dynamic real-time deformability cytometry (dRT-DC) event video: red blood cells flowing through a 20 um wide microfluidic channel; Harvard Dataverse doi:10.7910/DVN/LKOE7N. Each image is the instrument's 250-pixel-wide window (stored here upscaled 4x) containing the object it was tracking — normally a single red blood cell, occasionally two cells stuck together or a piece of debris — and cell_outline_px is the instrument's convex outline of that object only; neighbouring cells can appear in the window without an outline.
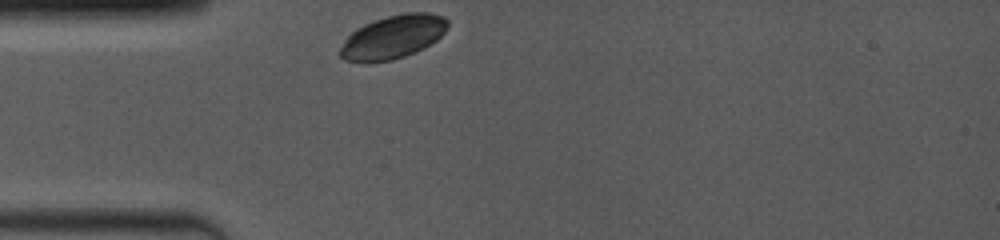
{"species": "common noctule bat (a hibernating species)", "species_latin": "Nyctalus noctula", "temperature_condition": "room temperature", "stored_images_in_passage": 25, "camera_frame_rate_fps": 4000, "um_per_image_px": 0.085, "animal": {"sex": "female", "body_mass_g": 19.0, "forearm_length_mm": 53.3}, "frame": {"image": 1, "passage_image": 1, "time_ms": 0.0, "image_size_px": [1000, 240], "cell_outline_px": [[448, 24], [444, 32], [436, 40], [424, 48], [404, 56], [392, 60], [344, 60], [340, 56], [340, 48], [344, 40], [356, 28], [364, 24], [388, 16], [404, 12], [428, 12], [444, 16], [448, 20]], "centroid_in_image_um": [33.44, 3.1], "position_along_channel_um": 51.6, "area_um2": 26.7}}
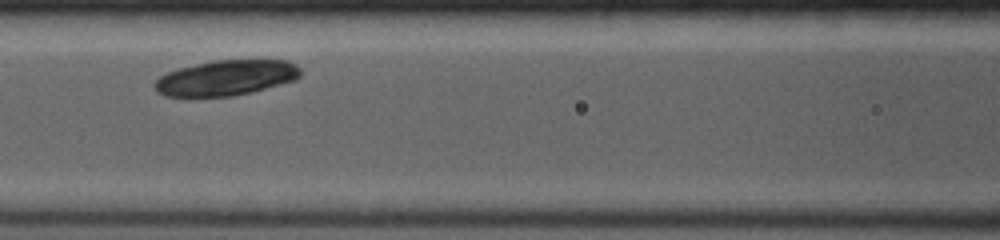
{"frame": {"image": 2, "passage_image": 11, "time_ms": 2.75, "image_size_px": [1000, 240], "cell_outline_px": [[300, 76], [296, 80], [252, 92], [232, 96], [164, 96], [156, 92], [152, 84], [160, 76], [168, 72], [180, 68], [212, 60], [288, 60], [296, 64], [300, 68]], "centroid_in_image_um": [19.22, 6.61], "position_along_channel_um": 147.4, "area_um2": 30.11}}
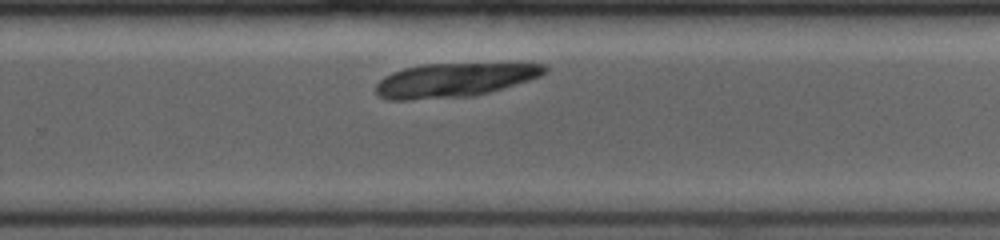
{"frame": {"image": 3, "passage_image": 25, "time_ms": 6.5, "image_size_px": [1000, 240], "cell_outline_px": [[548, 72], [540, 76], [528, 80], [488, 92], [472, 96], [408, 100], [388, 100], [376, 96], [376, 84], [384, 76], [392, 72], [404, 68], [420, 64], [544, 64], [548, 68]], "centroid_in_image_um": [38.53, 6.81], "position_along_channel_um": 291.3, "area_um2": 33.18}}